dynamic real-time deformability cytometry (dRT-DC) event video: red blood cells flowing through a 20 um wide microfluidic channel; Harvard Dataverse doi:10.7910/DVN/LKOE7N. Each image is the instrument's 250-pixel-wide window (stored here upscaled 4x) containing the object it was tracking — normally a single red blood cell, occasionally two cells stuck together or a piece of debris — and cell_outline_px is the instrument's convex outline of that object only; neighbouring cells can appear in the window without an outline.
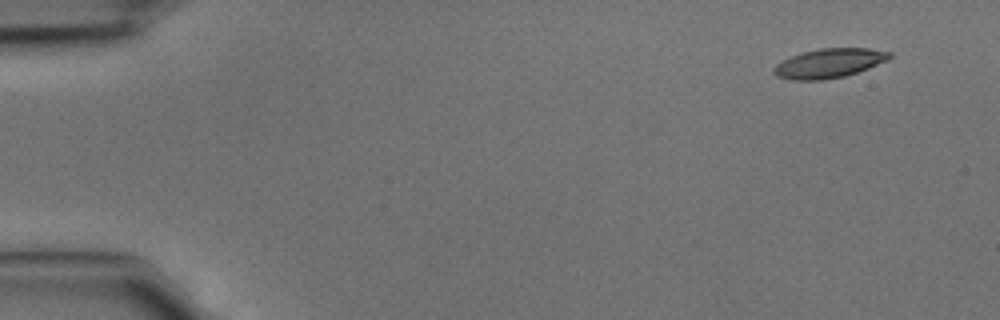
{"species": "common noctule bat (a hibernating species)", "species_latin": "Nyctalus noctula", "temperature_condition": "cold", "stored_images_in_passage": 4, "camera_frame_rate_fps": 3000, "um_per_image_px": 0.085, "animal": {"sex": "male", "body_mass_g": 15.6}, "frame": {"image": 1, "passage_image": 1, "time_ms": 0.0, "image_size_px": [1000, 320], "cell_outline_px": [[892, 56], [888, 60], [868, 68], [844, 76], [824, 80], [792, 80], [776, 76], [772, 72], [772, 68], [776, 64], [792, 56], [804, 52], [820, 48], [868, 48], [892, 52]], "centroid_in_image_um": [70.47, 5.38], "position_along_channel_um": 14.5, "area_um2": 19.71}}
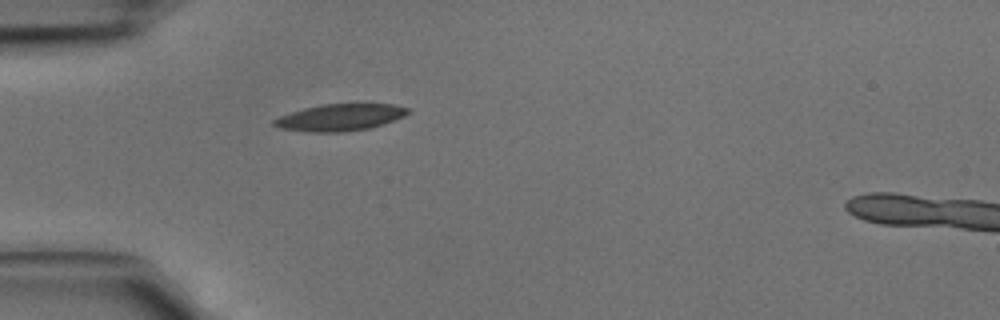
{"frame": {"image": 2, "passage_image": 4, "time_ms": 1.0, "image_size_px": [1000, 320], "cell_outline_px": [[412, 112], [404, 116], [384, 124], [368, 128], [344, 132], [308, 132], [280, 128], [272, 124], [272, 120], [280, 116], [304, 108], [324, 104], [392, 104], [408, 108]], "centroid_in_image_um": [28.91, 9.98], "position_along_channel_um": 56.1, "area_um2": 20.87}}